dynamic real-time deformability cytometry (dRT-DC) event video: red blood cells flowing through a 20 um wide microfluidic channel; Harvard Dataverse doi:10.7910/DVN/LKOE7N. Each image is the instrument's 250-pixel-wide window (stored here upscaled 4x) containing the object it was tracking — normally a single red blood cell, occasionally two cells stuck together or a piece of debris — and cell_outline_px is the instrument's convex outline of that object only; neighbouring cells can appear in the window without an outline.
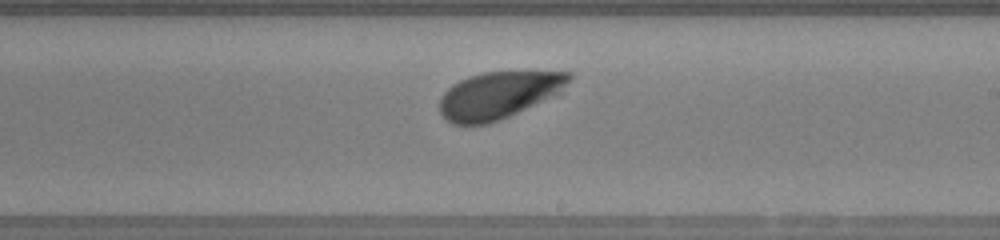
{"species": "human", "species_latin": "Homo sapiens", "temperature_condition": "warm", "stored_images_in_passage": 30, "camera_frame_rate_fps": 3000, "um_per_image_px": 0.085, "donor": {"sex": "female"}, "frame": {"image": 1, "passage_image": 19, "time_ms": 6.0, "image_size_px": [1000, 240], "cell_outline_px": [[572, 76], [560, 92], [508, 116], [488, 124], [452, 124], [440, 112], [440, 96], [452, 84], [468, 76], [484, 72], [572, 72]], "centroid_in_image_um": [42.33, 8.08], "position_along_channel_um": 246.7, "area_um2": 34.8}}
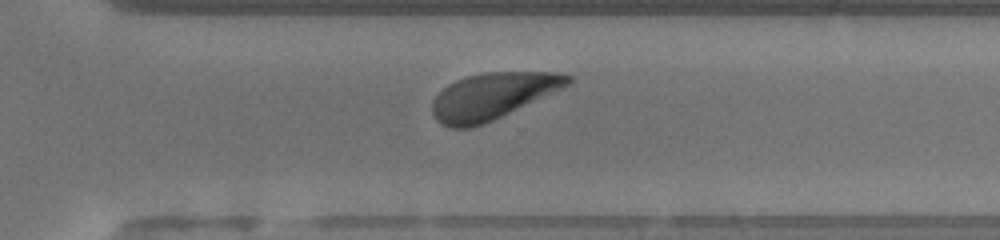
{"frame": {"image": 2, "passage_image": 25, "time_ms": 8.0, "image_size_px": [1000, 240], "cell_outline_px": [[572, 80], [568, 84], [560, 88], [484, 124], [472, 128], [448, 128], [440, 124], [436, 120], [432, 112], [432, 100], [448, 84], [456, 80], [468, 76], [484, 72], [560, 72], [572, 76]], "centroid_in_image_um": [41.8, 8.17], "position_along_channel_um": 328.8, "area_um2": 36.18}}
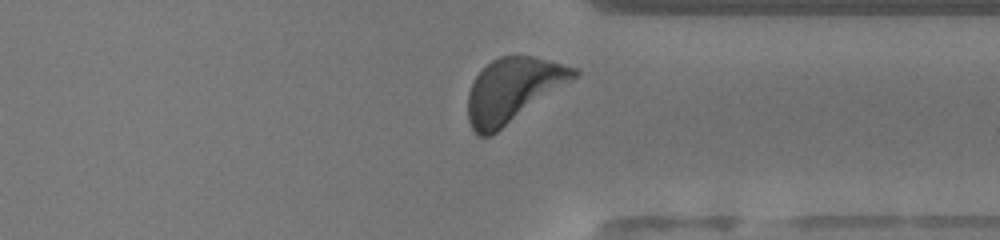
{"frame": {"image": 3, "passage_image": 28, "time_ms": 9.0, "image_size_px": [1000, 240], "cell_outline_px": [[580, 72], [576, 76], [492, 136], [476, 136], [468, 120], [468, 92], [476, 76], [492, 60], [500, 56], [532, 56], [576, 68]], "centroid_in_image_um": [43.54, 7.67], "position_along_channel_um": 367.9, "area_um2": 38.84}, "authors_computed_cell_mechanics": {"area_um2": 36.1828, "velocity_mm_per_s": 4.0993, "shape_relaxation_time_tau1_ms": 1.4088, "shape_relaxation_time_tau2_ms": null, "deformation_change_tau1": 0.114, "deformation_change_tau2": null}}